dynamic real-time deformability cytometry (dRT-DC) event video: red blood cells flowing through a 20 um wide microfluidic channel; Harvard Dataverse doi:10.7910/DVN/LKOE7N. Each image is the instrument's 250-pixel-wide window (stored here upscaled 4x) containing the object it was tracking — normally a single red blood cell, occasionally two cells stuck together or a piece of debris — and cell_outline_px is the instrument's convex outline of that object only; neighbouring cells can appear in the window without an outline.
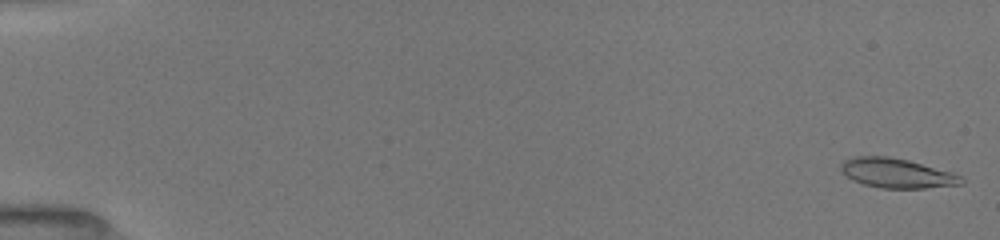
{"species": "common noctule bat (a hibernating species)", "species_latin": "Nyctalus noctula", "temperature_condition": "room temperature", "stored_images_in_passage": 7, "camera_frame_rate_fps": 3000, "um_per_image_px": 0.085, "animal": {"sex": "female", "body_mass_g": 19.5, "forearm_length_mm": 54.1}, "frame": {"image": 1, "passage_image": 1, "time_ms": 0.0, "image_size_px": [1000, 240], "cell_outline_px": [[964, 184], [924, 188], [880, 188], [864, 184], [852, 180], [840, 172], [840, 164], [844, 160], [856, 156], [888, 156], [908, 160], [952, 172], [960, 176], [964, 180]], "centroid_in_image_um": [76.2, 14.72], "position_along_channel_um": 8.8, "area_um2": 20.81}}
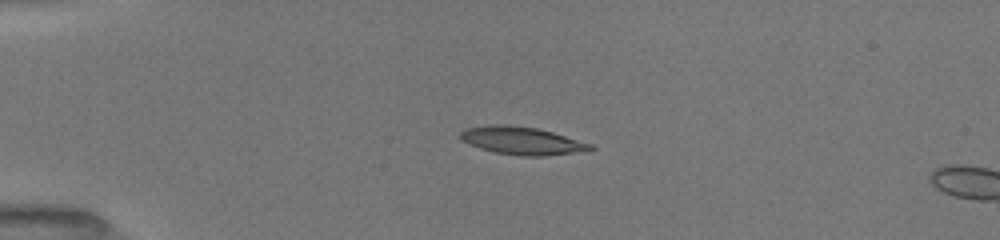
{"frame": {"image": 2, "passage_image": 6, "time_ms": 4.0, "image_size_px": [1000, 240], "cell_outline_px": [[596, 148], [572, 152], [544, 156], [524, 156], [496, 152], [480, 148], [468, 144], [460, 140], [460, 132], [468, 128], [488, 124], [508, 124], [536, 128], [552, 132], [592, 144]], "centroid_in_image_um": [44.3, 11.94], "position_along_channel_um": 40.7, "area_um2": 20.81}}